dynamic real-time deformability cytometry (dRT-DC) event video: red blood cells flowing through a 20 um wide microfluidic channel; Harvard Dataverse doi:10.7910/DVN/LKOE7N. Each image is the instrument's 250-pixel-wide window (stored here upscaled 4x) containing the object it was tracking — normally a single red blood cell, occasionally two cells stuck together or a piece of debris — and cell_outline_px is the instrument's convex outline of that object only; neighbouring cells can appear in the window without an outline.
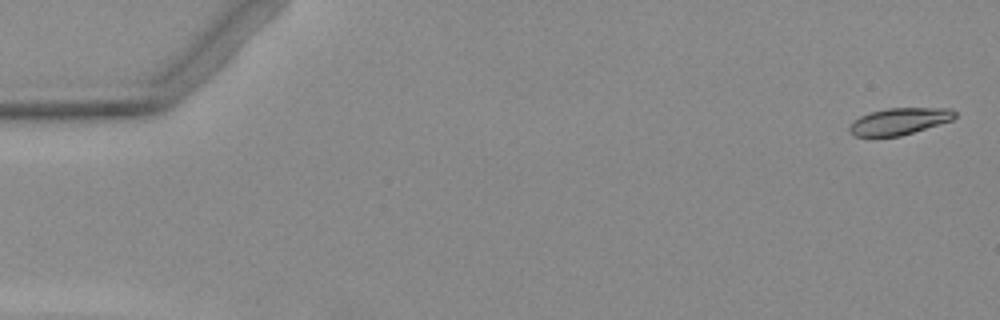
{"species": "Egyptian fruit bat (a non-hibernating species)", "species_latin": "Rousettus aegyptiacus", "temperature_condition": "warm", "stored_images_in_passage": 4, "segment_of_instrument_passage": [2, 2], "camera_frame_rate_fps": 3000, "um_per_image_px": 0.085, "animal": {"sex": "female"}, "frame": {"image": 1, "passage_image": 4, "time_ms": 3.667, "image_size_px": [1000, 320], "cell_outline_px": [[956, 116], [952, 120], [900, 136], [852, 136], [848, 132], [848, 128], [852, 120], [860, 116], [872, 112], [888, 108], [952, 108], [956, 112]], "centroid_in_image_um": [76.41, 10.31], "position_along_channel_um": 8.6, "area_um2": 16.42}}